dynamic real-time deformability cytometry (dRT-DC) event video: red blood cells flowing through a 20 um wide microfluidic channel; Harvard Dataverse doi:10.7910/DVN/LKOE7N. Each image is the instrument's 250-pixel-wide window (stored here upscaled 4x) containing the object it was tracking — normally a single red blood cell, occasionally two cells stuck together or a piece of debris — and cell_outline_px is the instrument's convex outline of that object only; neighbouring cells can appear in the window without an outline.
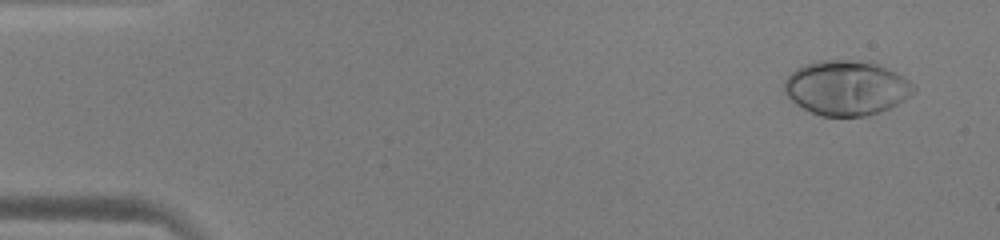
{"species": "human", "species_latin": "Homo sapiens", "temperature_condition": "warm", "stored_images_in_passage": 50, "camera_frame_rate_fps": 3000, "um_per_image_px": 0.085, "donor": {"sex": "male"}, "frame": {"image": 1, "passage_image": 1, "time_ms": 0.0, "image_size_px": [1000, 240], "cell_outline_px": [[916, 88], [904, 100], [888, 108], [864, 116], [820, 116], [796, 104], [784, 92], [784, 80], [796, 68], [804, 64], [820, 60], [872, 60], [908, 80]], "centroid_in_image_um": [71.91, 7.45], "position_along_channel_um": 13.1, "area_um2": 41.04}}
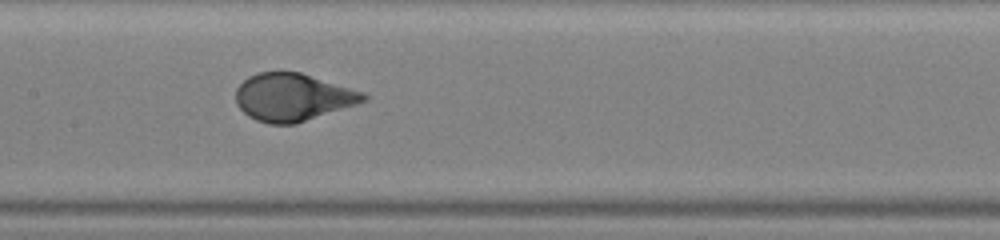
{"frame": {"image": 2, "passage_image": 24, "time_ms": 7.667, "image_size_px": [1000, 240], "cell_outline_px": [[368, 100], [296, 124], [268, 124], [256, 120], [248, 116], [236, 104], [236, 88], [248, 76], [256, 72], [300, 72], [364, 92], [368, 96]], "centroid_in_image_um": [24.87, 8.26], "position_along_channel_um": 182.5, "area_um2": 35.37}}
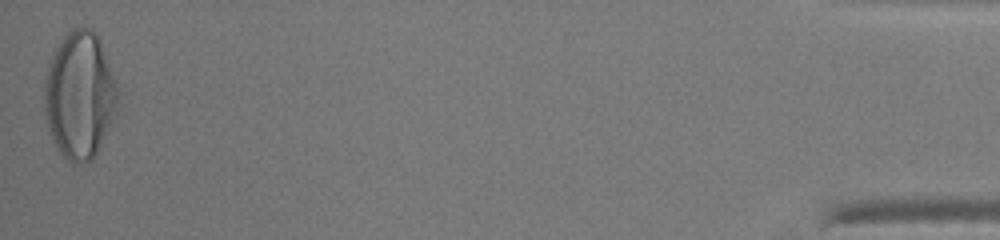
{"frame": {"image": 3, "passage_image": 50, "time_ms": 16.333, "image_size_px": [1000, 240], "cell_outline_px": [[116, 112], [92, 160], [72, 164], [60, 152], [48, 128], [44, 108], [44, 84], [48, 68], [52, 56], [60, 40], [72, 28], [92, 28], [96, 32], [100, 40], [116, 88]], "centroid_in_image_um": [6.74, 8.09], "position_along_channel_um": 428.5, "area_um2": 53.18}}